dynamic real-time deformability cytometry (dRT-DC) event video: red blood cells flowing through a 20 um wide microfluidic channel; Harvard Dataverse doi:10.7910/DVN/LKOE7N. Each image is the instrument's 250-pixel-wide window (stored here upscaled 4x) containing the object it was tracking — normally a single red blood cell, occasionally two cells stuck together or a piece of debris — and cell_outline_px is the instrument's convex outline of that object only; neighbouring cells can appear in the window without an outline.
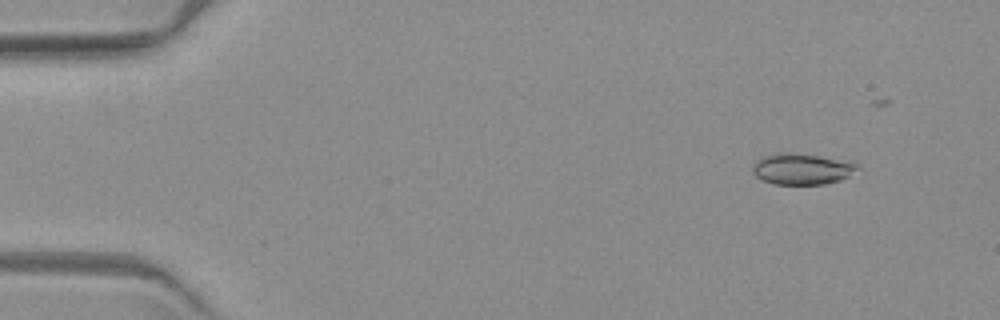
{"species": "common noctule bat (a hibernating species)", "species_latin": "Nyctalus noctula", "temperature_condition": "warm", "stored_images_in_passage": 5, "camera_frame_rate_fps": 3000, "um_per_image_px": 0.085, "animal": {"sex": "female", "body_mass_g": 19.3, "forearm_length_mm": 54.1}, "frame": {"image": 1, "passage_image": 1, "time_ms": 0.0, "image_size_px": [1000, 320], "cell_outline_px": [[860, 168], [848, 176], [840, 180], [824, 184], [776, 184], [764, 180], [756, 176], [752, 172], [752, 164], [760, 156], [776, 152], [792, 152], [856, 160]], "centroid_in_image_um": [68.2, 14.32], "position_along_channel_um": 16.8, "area_um2": 19.65}}
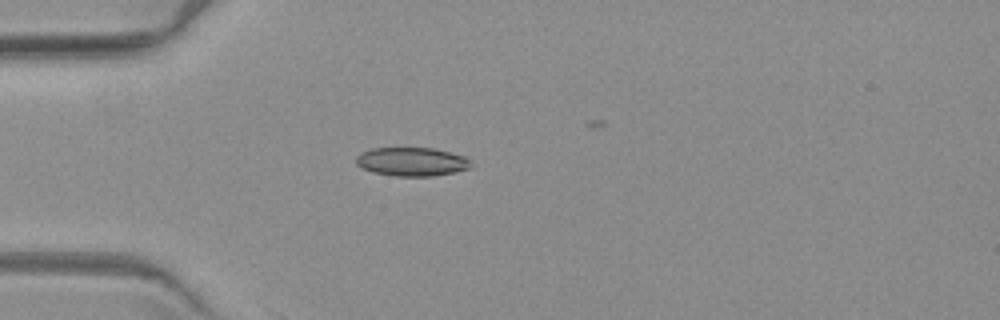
{"frame": {"image": 2, "passage_image": 4, "time_ms": 3.667, "image_size_px": [1000, 320], "cell_outline_px": [[472, 168], [432, 176], [396, 176], [372, 172], [356, 164], [356, 156], [360, 152], [372, 148], [432, 148], [464, 156], [472, 160]], "centroid_in_image_um": [35.01, 13.74], "position_along_channel_um": 50.0, "area_um2": 19.19}}